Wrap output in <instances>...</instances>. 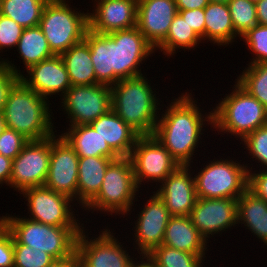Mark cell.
<instances>
[{
    "label": "cell",
    "mask_w": 267,
    "mask_h": 267,
    "mask_svg": "<svg viewBox=\"0 0 267 267\" xmlns=\"http://www.w3.org/2000/svg\"><path fill=\"white\" fill-rule=\"evenodd\" d=\"M29 141L22 134L6 127L0 134V154L13 160Z\"/></svg>",
    "instance_id": "obj_40"
},
{
    "label": "cell",
    "mask_w": 267,
    "mask_h": 267,
    "mask_svg": "<svg viewBox=\"0 0 267 267\" xmlns=\"http://www.w3.org/2000/svg\"><path fill=\"white\" fill-rule=\"evenodd\" d=\"M13 160L0 154V188L9 186Z\"/></svg>",
    "instance_id": "obj_44"
},
{
    "label": "cell",
    "mask_w": 267,
    "mask_h": 267,
    "mask_svg": "<svg viewBox=\"0 0 267 267\" xmlns=\"http://www.w3.org/2000/svg\"><path fill=\"white\" fill-rule=\"evenodd\" d=\"M0 267H14V237L9 230L0 237Z\"/></svg>",
    "instance_id": "obj_43"
},
{
    "label": "cell",
    "mask_w": 267,
    "mask_h": 267,
    "mask_svg": "<svg viewBox=\"0 0 267 267\" xmlns=\"http://www.w3.org/2000/svg\"><path fill=\"white\" fill-rule=\"evenodd\" d=\"M57 99L68 126L90 124L112 109L111 86L104 84L71 86Z\"/></svg>",
    "instance_id": "obj_13"
},
{
    "label": "cell",
    "mask_w": 267,
    "mask_h": 267,
    "mask_svg": "<svg viewBox=\"0 0 267 267\" xmlns=\"http://www.w3.org/2000/svg\"><path fill=\"white\" fill-rule=\"evenodd\" d=\"M205 15V42L214 45L228 47L239 38L231 20L228 4L209 2L204 8ZM235 39V40H234Z\"/></svg>",
    "instance_id": "obj_27"
},
{
    "label": "cell",
    "mask_w": 267,
    "mask_h": 267,
    "mask_svg": "<svg viewBox=\"0 0 267 267\" xmlns=\"http://www.w3.org/2000/svg\"><path fill=\"white\" fill-rule=\"evenodd\" d=\"M151 81L145 73L111 86L112 110L140 136L153 135L161 112L159 88Z\"/></svg>",
    "instance_id": "obj_3"
},
{
    "label": "cell",
    "mask_w": 267,
    "mask_h": 267,
    "mask_svg": "<svg viewBox=\"0 0 267 267\" xmlns=\"http://www.w3.org/2000/svg\"><path fill=\"white\" fill-rule=\"evenodd\" d=\"M258 170L248 173V189L267 202V169Z\"/></svg>",
    "instance_id": "obj_41"
},
{
    "label": "cell",
    "mask_w": 267,
    "mask_h": 267,
    "mask_svg": "<svg viewBox=\"0 0 267 267\" xmlns=\"http://www.w3.org/2000/svg\"><path fill=\"white\" fill-rule=\"evenodd\" d=\"M211 2L228 3L230 0H210Z\"/></svg>",
    "instance_id": "obj_51"
},
{
    "label": "cell",
    "mask_w": 267,
    "mask_h": 267,
    "mask_svg": "<svg viewBox=\"0 0 267 267\" xmlns=\"http://www.w3.org/2000/svg\"><path fill=\"white\" fill-rule=\"evenodd\" d=\"M255 5L258 24L267 26V0H259Z\"/></svg>",
    "instance_id": "obj_46"
},
{
    "label": "cell",
    "mask_w": 267,
    "mask_h": 267,
    "mask_svg": "<svg viewBox=\"0 0 267 267\" xmlns=\"http://www.w3.org/2000/svg\"><path fill=\"white\" fill-rule=\"evenodd\" d=\"M20 196L25 200L24 204L28 206L26 214L29 215L26 216L29 217L26 218L30 220L58 227H86L84 223H81L87 222L82 220L86 217L79 218V205L64 194L40 186L23 190Z\"/></svg>",
    "instance_id": "obj_11"
},
{
    "label": "cell",
    "mask_w": 267,
    "mask_h": 267,
    "mask_svg": "<svg viewBox=\"0 0 267 267\" xmlns=\"http://www.w3.org/2000/svg\"><path fill=\"white\" fill-rule=\"evenodd\" d=\"M50 102L19 80L10 90L2 112L6 127L28 140H41L54 135L58 127L53 122L56 118L52 116Z\"/></svg>",
    "instance_id": "obj_4"
},
{
    "label": "cell",
    "mask_w": 267,
    "mask_h": 267,
    "mask_svg": "<svg viewBox=\"0 0 267 267\" xmlns=\"http://www.w3.org/2000/svg\"><path fill=\"white\" fill-rule=\"evenodd\" d=\"M171 216H189L197 200L192 169L180 165L154 190Z\"/></svg>",
    "instance_id": "obj_20"
},
{
    "label": "cell",
    "mask_w": 267,
    "mask_h": 267,
    "mask_svg": "<svg viewBox=\"0 0 267 267\" xmlns=\"http://www.w3.org/2000/svg\"><path fill=\"white\" fill-rule=\"evenodd\" d=\"M247 67V68H246ZM235 81L267 108V63L244 67Z\"/></svg>",
    "instance_id": "obj_33"
},
{
    "label": "cell",
    "mask_w": 267,
    "mask_h": 267,
    "mask_svg": "<svg viewBox=\"0 0 267 267\" xmlns=\"http://www.w3.org/2000/svg\"><path fill=\"white\" fill-rule=\"evenodd\" d=\"M113 161L112 158L107 157H79L77 205L79 204L82 211L98 194L106 170Z\"/></svg>",
    "instance_id": "obj_24"
},
{
    "label": "cell",
    "mask_w": 267,
    "mask_h": 267,
    "mask_svg": "<svg viewBox=\"0 0 267 267\" xmlns=\"http://www.w3.org/2000/svg\"><path fill=\"white\" fill-rule=\"evenodd\" d=\"M129 158L140 190L146 188L145 183L147 190L151 183H156L153 188H157L180 166L154 135L139 136Z\"/></svg>",
    "instance_id": "obj_12"
},
{
    "label": "cell",
    "mask_w": 267,
    "mask_h": 267,
    "mask_svg": "<svg viewBox=\"0 0 267 267\" xmlns=\"http://www.w3.org/2000/svg\"><path fill=\"white\" fill-rule=\"evenodd\" d=\"M177 13L175 0H138L137 28L156 49L166 39Z\"/></svg>",
    "instance_id": "obj_21"
},
{
    "label": "cell",
    "mask_w": 267,
    "mask_h": 267,
    "mask_svg": "<svg viewBox=\"0 0 267 267\" xmlns=\"http://www.w3.org/2000/svg\"><path fill=\"white\" fill-rule=\"evenodd\" d=\"M88 12L89 29L99 34L137 26L138 0H96Z\"/></svg>",
    "instance_id": "obj_19"
},
{
    "label": "cell",
    "mask_w": 267,
    "mask_h": 267,
    "mask_svg": "<svg viewBox=\"0 0 267 267\" xmlns=\"http://www.w3.org/2000/svg\"><path fill=\"white\" fill-rule=\"evenodd\" d=\"M190 91L187 88L184 93L177 95L178 97H171L169 101L167 99V106L162 104V112L153 133L180 165L194 163L193 159L199 152V145L203 147L202 142L205 143L202 140L205 132H208L209 126L211 131L213 126L212 107L209 109L210 112L204 110L206 108L198 104L194 97L196 95Z\"/></svg>",
    "instance_id": "obj_2"
},
{
    "label": "cell",
    "mask_w": 267,
    "mask_h": 267,
    "mask_svg": "<svg viewBox=\"0 0 267 267\" xmlns=\"http://www.w3.org/2000/svg\"><path fill=\"white\" fill-rule=\"evenodd\" d=\"M79 157L58 133L51 135L49 171L44 186L64 194L77 204Z\"/></svg>",
    "instance_id": "obj_16"
},
{
    "label": "cell",
    "mask_w": 267,
    "mask_h": 267,
    "mask_svg": "<svg viewBox=\"0 0 267 267\" xmlns=\"http://www.w3.org/2000/svg\"><path fill=\"white\" fill-rule=\"evenodd\" d=\"M210 0H175L177 10H195L204 9Z\"/></svg>",
    "instance_id": "obj_45"
},
{
    "label": "cell",
    "mask_w": 267,
    "mask_h": 267,
    "mask_svg": "<svg viewBox=\"0 0 267 267\" xmlns=\"http://www.w3.org/2000/svg\"><path fill=\"white\" fill-rule=\"evenodd\" d=\"M148 258L156 267H203L207 261L206 255H196L189 252L173 249L165 245L154 248Z\"/></svg>",
    "instance_id": "obj_32"
},
{
    "label": "cell",
    "mask_w": 267,
    "mask_h": 267,
    "mask_svg": "<svg viewBox=\"0 0 267 267\" xmlns=\"http://www.w3.org/2000/svg\"><path fill=\"white\" fill-rule=\"evenodd\" d=\"M111 230L106 226L94 236L85 227L81 230L76 239L75 253L79 267H130L138 254L132 252L134 249H129V252V247H125L117 235L115 237L114 229Z\"/></svg>",
    "instance_id": "obj_10"
},
{
    "label": "cell",
    "mask_w": 267,
    "mask_h": 267,
    "mask_svg": "<svg viewBox=\"0 0 267 267\" xmlns=\"http://www.w3.org/2000/svg\"><path fill=\"white\" fill-rule=\"evenodd\" d=\"M84 40L90 47L96 84L107 86L145 74L141 65L156 53L137 26L109 34L88 29Z\"/></svg>",
    "instance_id": "obj_1"
},
{
    "label": "cell",
    "mask_w": 267,
    "mask_h": 267,
    "mask_svg": "<svg viewBox=\"0 0 267 267\" xmlns=\"http://www.w3.org/2000/svg\"><path fill=\"white\" fill-rule=\"evenodd\" d=\"M139 191L130 158L120 157L108 166L98 194L83 209L87 215L96 212L94 215L100 213L120 218L128 216L131 219L132 211V216L135 217V201H141L138 197L143 196L142 191Z\"/></svg>",
    "instance_id": "obj_6"
},
{
    "label": "cell",
    "mask_w": 267,
    "mask_h": 267,
    "mask_svg": "<svg viewBox=\"0 0 267 267\" xmlns=\"http://www.w3.org/2000/svg\"><path fill=\"white\" fill-rule=\"evenodd\" d=\"M249 1H252V2L256 3V2H258L259 0H249Z\"/></svg>",
    "instance_id": "obj_52"
},
{
    "label": "cell",
    "mask_w": 267,
    "mask_h": 267,
    "mask_svg": "<svg viewBox=\"0 0 267 267\" xmlns=\"http://www.w3.org/2000/svg\"><path fill=\"white\" fill-rule=\"evenodd\" d=\"M162 245L196 255H206L210 247L189 216H171Z\"/></svg>",
    "instance_id": "obj_23"
},
{
    "label": "cell",
    "mask_w": 267,
    "mask_h": 267,
    "mask_svg": "<svg viewBox=\"0 0 267 267\" xmlns=\"http://www.w3.org/2000/svg\"><path fill=\"white\" fill-rule=\"evenodd\" d=\"M54 261L48 253L20 244L14 238V267H47Z\"/></svg>",
    "instance_id": "obj_37"
},
{
    "label": "cell",
    "mask_w": 267,
    "mask_h": 267,
    "mask_svg": "<svg viewBox=\"0 0 267 267\" xmlns=\"http://www.w3.org/2000/svg\"><path fill=\"white\" fill-rule=\"evenodd\" d=\"M8 218L9 213L2 214V216L0 214V237L8 230Z\"/></svg>",
    "instance_id": "obj_49"
},
{
    "label": "cell",
    "mask_w": 267,
    "mask_h": 267,
    "mask_svg": "<svg viewBox=\"0 0 267 267\" xmlns=\"http://www.w3.org/2000/svg\"><path fill=\"white\" fill-rule=\"evenodd\" d=\"M178 14L186 21L205 44V15L204 9L181 10Z\"/></svg>",
    "instance_id": "obj_42"
},
{
    "label": "cell",
    "mask_w": 267,
    "mask_h": 267,
    "mask_svg": "<svg viewBox=\"0 0 267 267\" xmlns=\"http://www.w3.org/2000/svg\"><path fill=\"white\" fill-rule=\"evenodd\" d=\"M47 267H79L76 254L72 258H66L63 260H55Z\"/></svg>",
    "instance_id": "obj_47"
},
{
    "label": "cell",
    "mask_w": 267,
    "mask_h": 267,
    "mask_svg": "<svg viewBox=\"0 0 267 267\" xmlns=\"http://www.w3.org/2000/svg\"><path fill=\"white\" fill-rule=\"evenodd\" d=\"M70 1L49 0L39 22V27L55 55H60L83 41L89 29L88 8L85 6L84 11L87 9V12H84L80 7L72 6Z\"/></svg>",
    "instance_id": "obj_9"
},
{
    "label": "cell",
    "mask_w": 267,
    "mask_h": 267,
    "mask_svg": "<svg viewBox=\"0 0 267 267\" xmlns=\"http://www.w3.org/2000/svg\"><path fill=\"white\" fill-rule=\"evenodd\" d=\"M130 267H156V265L148 258L147 255H138L131 263Z\"/></svg>",
    "instance_id": "obj_48"
},
{
    "label": "cell",
    "mask_w": 267,
    "mask_h": 267,
    "mask_svg": "<svg viewBox=\"0 0 267 267\" xmlns=\"http://www.w3.org/2000/svg\"><path fill=\"white\" fill-rule=\"evenodd\" d=\"M233 89V90H232ZM225 97L212 106V131L224 137L235 136L238 141L267 124V108L236 81ZM215 129V130H214Z\"/></svg>",
    "instance_id": "obj_5"
},
{
    "label": "cell",
    "mask_w": 267,
    "mask_h": 267,
    "mask_svg": "<svg viewBox=\"0 0 267 267\" xmlns=\"http://www.w3.org/2000/svg\"><path fill=\"white\" fill-rule=\"evenodd\" d=\"M72 86L96 84V74L88 43L83 40L60 54Z\"/></svg>",
    "instance_id": "obj_28"
},
{
    "label": "cell",
    "mask_w": 267,
    "mask_h": 267,
    "mask_svg": "<svg viewBox=\"0 0 267 267\" xmlns=\"http://www.w3.org/2000/svg\"><path fill=\"white\" fill-rule=\"evenodd\" d=\"M24 28L16 23L13 19L0 14V53L15 49L19 39L23 33ZM7 49V50H4ZM4 51V52H3ZM6 58L0 56V62Z\"/></svg>",
    "instance_id": "obj_39"
},
{
    "label": "cell",
    "mask_w": 267,
    "mask_h": 267,
    "mask_svg": "<svg viewBox=\"0 0 267 267\" xmlns=\"http://www.w3.org/2000/svg\"><path fill=\"white\" fill-rule=\"evenodd\" d=\"M218 157L214 156V159L205 161L206 164H202L199 170L193 163L188 165L193 172L197 198L238 199L248 189L245 163L236 157L223 158V155ZM192 167L197 169L193 170Z\"/></svg>",
    "instance_id": "obj_7"
},
{
    "label": "cell",
    "mask_w": 267,
    "mask_h": 267,
    "mask_svg": "<svg viewBox=\"0 0 267 267\" xmlns=\"http://www.w3.org/2000/svg\"><path fill=\"white\" fill-rule=\"evenodd\" d=\"M90 125L119 157H129L140 136L112 109L99 116Z\"/></svg>",
    "instance_id": "obj_22"
},
{
    "label": "cell",
    "mask_w": 267,
    "mask_h": 267,
    "mask_svg": "<svg viewBox=\"0 0 267 267\" xmlns=\"http://www.w3.org/2000/svg\"><path fill=\"white\" fill-rule=\"evenodd\" d=\"M49 0H1L0 14L13 19L21 27L39 26L43 9Z\"/></svg>",
    "instance_id": "obj_31"
},
{
    "label": "cell",
    "mask_w": 267,
    "mask_h": 267,
    "mask_svg": "<svg viewBox=\"0 0 267 267\" xmlns=\"http://www.w3.org/2000/svg\"><path fill=\"white\" fill-rule=\"evenodd\" d=\"M243 39V40H242ZM241 40L248 48L249 54H253L252 59L246 65L267 63V26L257 24Z\"/></svg>",
    "instance_id": "obj_36"
},
{
    "label": "cell",
    "mask_w": 267,
    "mask_h": 267,
    "mask_svg": "<svg viewBox=\"0 0 267 267\" xmlns=\"http://www.w3.org/2000/svg\"><path fill=\"white\" fill-rule=\"evenodd\" d=\"M150 191L151 194L145 200L144 205L140 207L138 216L133 219L132 217V232L130 237L133 236L130 241L133 242L134 252L141 255H148L154 248L162 245L165 229L171 218L169 210L165 206L163 200L158 196L156 192ZM134 222V223H133ZM134 234V235H133Z\"/></svg>",
    "instance_id": "obj_14"
},
{
    "label": "cell",
    "mask_w": 267,
    "mask_h": 267,
    "mask_svg": "<svg viewBox=\"0 0 267 267\" xmlns=\"http://www.w3.org/2000/svg\"><path fill=\"white\" fill-rule=\"evenodd\" d=\"M58 133H61L78 157L98 156L113 160L120 158L90 124L67 126Z\"/></svg>",
    "instance_id": "obj_26"
},
{
    "label": "cell",
    "mask_w": 267,
    "mask_h": 267,
    "mask_svg": "<svg viewBox=\"0 0 267 267\" xmlns=\"http://www.w3.org/2000/svg\"><path fill=\"white\" fill-rule=\"evenodd\" d=\"M6 129L3 113H0V134Z\"/></svg>",
    "instance_id": "obj_50"
},
{
    "label": "cell",
    "mask_w": 267,
    "mask_h": 267,
    "mask_svg": "<svg viewBox=\"0 0 267 267\" xmlns=\"http://www.w3.org/2000/svg\"><path fill=\"white\" fill-rule=\"evenodd\" d=\"M201 43H204L203 40L177 13L171 22L166 39L155 49V52L159 51L158 54L162 52L163 56L169 60L170 57L176 56L174 54L181 52L180 49H183L184 52L187 50L189 52L191 49L195 51Z\"/></svg>",
    "instance_id": "obj_29"
},
{
    "label": "cell",
    "mask_w": 267,
    "mask_h": 267,
    "mask_svg": "<svg viewBox=\"0 0 267 267\" xmlns=\"http://www.w3.org/2000/svg\"><path fill=\"white\" fill-rule=\"evenodd\" d=\"M12 213L8 218V230L20 244L44 251L55 260L75 255L76 239L84 227L51 226Z\"/></svg>",
    "instance_id": "obj_8"
},
{
    "label": "cell",
    "mask_w": 267,
    "mask_h": 267,
    "mask_svg": "<svg viewBox=\"0 0 267 267\" xmlns=\"http://www.w3.org/2000/svg\"><path fill=\"white\" fill-rule=\"evenodd\" d=\"M189 218L207 243H211L210 238L238 227L237 199L197 198Z\"/></svg>",
    "instance_id": "obj_17"
},
{
    "label": "cell",
    "mask_w": 267,
    "mask_h": 267,
    "mask_svg": "<svg viewBox=\"0 0 267 267\" xmlns=\"http://www.w3.org/2000/svg\"><path fill=\"white\" fill-rule=\"evenodd\" d=\"M9 60L11 59L8 57L3 62H0V113L5 108L10 90L20 80L21 75L20 66H17L16 62Z\"/></svg>",
    "instance_id": "obj_38"
},
{
    "label": "cell",
    "mask_w": 267,
    "mask_h": 267,
    "mask_svg": "<svg viewBox=\"0 0 267 267\" xmlns=\"http://www.w3.org/2000/svg\"><path fill=\"white\" fill-rule=\"evenodd\" d=\"M237 224L267 246V202L249 189L237 199Z\"/></svg>",
    "instance_id": "obj_25"
},
{
    "label": "cell",
    "mask_w": 267,
    "mask_h": 267,
    "mask_svg": "<svg viewBox=\"0 0 267 267\" xmlns=\"http://www.w3.org/2000/svg\"><path fill=\"white\" fill-rule=\"evenodd\" d=\"M20 75V80L30 89L48 100L56 95L61 98L72 86L68 72L60 55H54L26 70ZM53 95H55L53 97ZM53 97V98H51Z\"/></svg>",
    "instance_id": "obj_18"
},
{
    "label": "cell",
    "mask_w": 267,
    "mask_h": 267,
    "mask_svg": "<svg viewBox=\"0 0 267 267\" xmlns=\"http://www.w3.org/2000/svg\"><path fill=\"white\" fill-rule=\"evenodd\" d=\"M236 35L241 37L258 24L256 5L249 0H230L228 3Z\"/></svg>",
    "instance_id": "obj_35"
},
{
    "label": "cell",
    "mask_w": 267,
    "mask_h": 267,
    "mask_svg": "<svg viewBox=\"0 0 267 267\" xmlns=\"http://www.w3.org/2000/svg\"><path fill=\"white\" fill-rule=\"evenodd\" d=\"M241 144H243L241 146L243 147L242 150L244 149L246 150L244 151V153L248 152L244 154L246 158L248 159L252 156L250 158L252 160L250 161L251 164L250 163L247 164V162H249L247 161V159L246 162L244 161V163H246L245 166L247 168L248 173L250 171H253V169L254 170H258V168L267 169V124L261 126L260 128H257L255 131L247 135L242 141H240L239 145Z\"/></svg>",
    "instance_id": "obj_34"
},
{
    "label": "cell",
    "mask_w": 267,
    "mask_h": 267,
    "mask_svg": "<svg viewBox=\"0 0 267 267\" xmlns=\"http://www.w3.org/2000/svg\"><path fill=\"white\" fill-rule=\"evenodd\" d=\"M13 51L18 52L20 63L24 65L21 74L30 66L48 59L55 54L51 51L48 41L39 26L25 28L19 39L17 47ZM21 57V60H20Z\"/></svg>",
    "instance_id": "obj_30"
},
{
    "label": "cell",
    "mask_w": 267,
    "mask_h": 267,
    "mask_svg": "<svg viewBox=\"0 0 267 267\" xmlns=\"http://www.w3.org/2000/svg\"><path fill=\"white\" fill-rule=\"evenodd\" d=\"M51 156V136L30 140L13 159L9 187L21 193L30 187L44 186Z\"/></svg>",
    "instance_id": "obj_15"
}]
</instances>
